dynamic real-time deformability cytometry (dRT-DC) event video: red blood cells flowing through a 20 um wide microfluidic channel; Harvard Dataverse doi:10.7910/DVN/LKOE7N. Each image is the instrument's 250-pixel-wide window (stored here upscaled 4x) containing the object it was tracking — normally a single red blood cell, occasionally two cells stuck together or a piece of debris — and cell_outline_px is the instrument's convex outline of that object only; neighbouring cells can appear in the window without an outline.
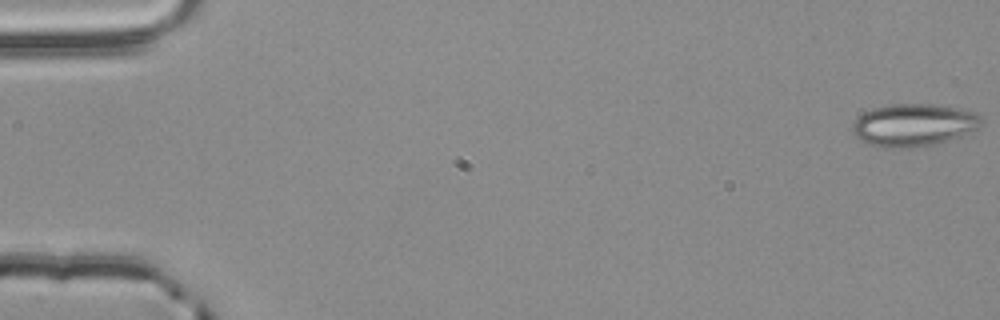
{"species": "common noctule bat (a hibernating species)", "species_latin": "Nyctalus noctula", "temperature_condition": "room temperature", "stored_images_in_passage": 55, "camera_frame_rate_fps": 3000, "um_per_image_px": 0.085, "animal": {"sex": "male", "body_mass_g": 20.4}, "frame": {"image": 1, "passage_image": 1, "time_ms": 0.0, "image_size_px": [1000, 320], "cell_outline_px": [[984, 124], [960, 136], [948, 140], [932, 144], [908, 148], [892, 148], [868, 144], [856, 136], [852, 132], [852, 124], [864, 112], [876, 108], [892, 104], [936, 104], [960, 108], [972, 112], [980, 116]], "centroid_in_image_um": [77.67, 10.62], "position_along_channel_um": 7.3, "area_um2": 31.62}}
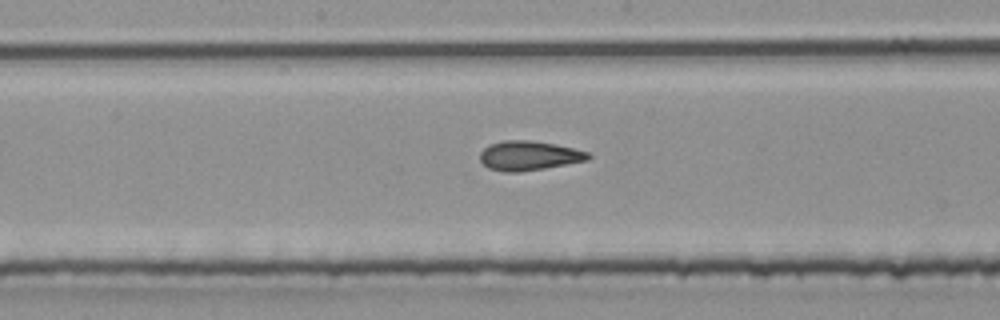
{"frame": {"image": 2, "passage_image": 29, "time_ms": 9.333, "image_size_px": [1000, 320], "cell_outline_px": [[592, 156], [588, 160], [544, 168], [520, 172], [504, 172], [488, 168], [480, 160], [480, 152], [484, 148], [492, 144], [504, 140], [528, 140], [556, 144], [588, 152]], "centroid_in_image_um": [44.95, 13.23], "position_along_channel_um": 203.2, "area_um2": 18.44}}
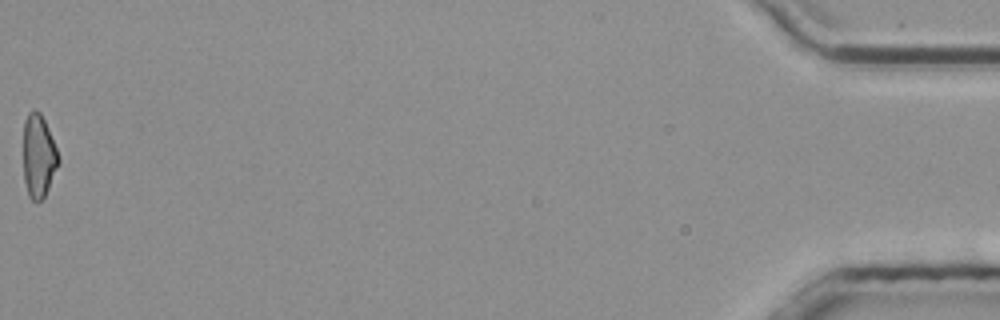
{"frame": {"image": 3, "passage_image": 55, "time_ms": 18.0, "image_size_px": [1000, 320], "cell_outline_px": [[60, 160], [48, 188], [44, 196], [40, 200], [32, 200], [28, 196], [24, 180], [24, 120], [28, 112], [32, 108], [36, 108], [40, 112], [44, 120], [56, 148]], "centroid_in_image_um": [3.26, 13.22], "position_along_channel_um": 431.9, "area_um2": 16.82}, "authors_computed_cell_mechanics": {"area_um2": 18.4382, "velocity_mm_per_s": 3.8776, "shape_relaxation_time_tau1_ms": 8.8254, "shape_relaxation_time_tau2_ms": 1.9437, "deformation_change_tau1": 0.1729, "deformation_change_tau2": 0.1108}}